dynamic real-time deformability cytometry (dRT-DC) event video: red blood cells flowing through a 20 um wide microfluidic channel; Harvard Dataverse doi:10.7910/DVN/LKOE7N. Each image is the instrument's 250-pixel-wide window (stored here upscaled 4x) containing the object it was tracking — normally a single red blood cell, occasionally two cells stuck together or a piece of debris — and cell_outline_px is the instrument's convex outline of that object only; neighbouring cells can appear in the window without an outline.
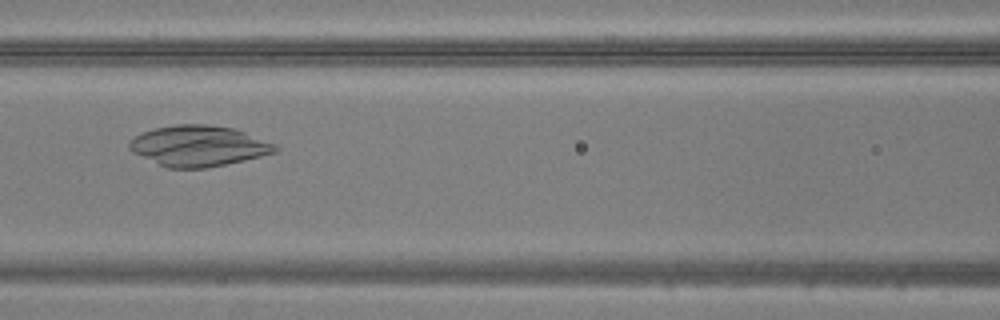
{"species": "common noctule bat (a hibernating species)", "species_latin": "Nyctalus noctula", "temperature_condition": "warm", "stored_images_in_passage": 50, "camera_frame_rate_fps": 3000, "um_per_image_px": 0.085, "animal": {"sex": "male", "body_mass_g": 20.5, "forearm_length_mm": 52.5}, "frame": {"image": 1, "passage_image": 22, "time_ms": 7.0, "image_size_px": [1000, 320], "cell_outline_px": [[280, 148], [276, 152], [244, 160], [204, 168], [168, 168], [132, 152], [128, 148], [128, 144], [136, 136], [144, 132], [156, 128], [172, 124], [204, 124], [232, 128], [244, 132], [276, 144]], "centroid_in_image_um": [16.88, 12.4], "position_along_channel_um": 149.7, "area_um2": 34.22}}
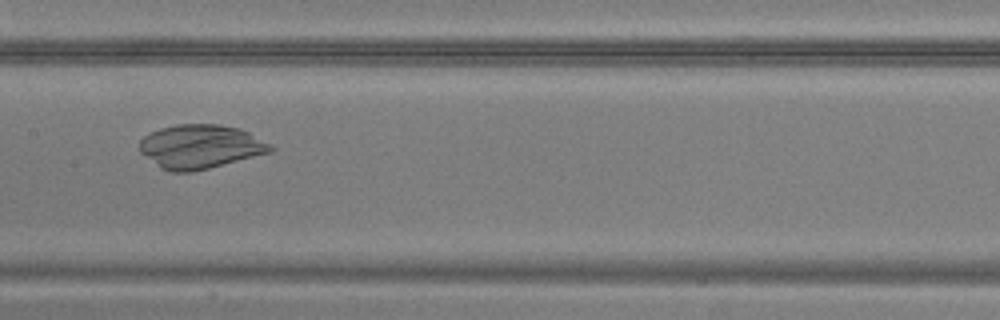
{"frame": {"image": 2, "passage_image": 25, "time_ms": 8.0, "image_size_px": [1000, 320], "cell_outline_px": [[276, 148], [272, 152], [192, 172], [172, 172], [160, 168], [140, 152], [140, 140], [144, 136], [160, 128], [176, 124], [220, 124], [240, 128], [272, 144]], "centroid_in_image_um": [17.05, 12.45], "position_along_channel_um": 190.3, "area_um2": 33.58}}
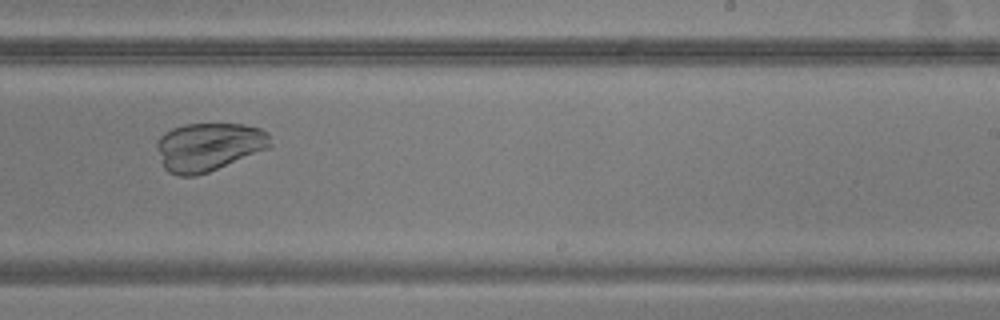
{"frame": {"image": 3, "passage_image": 31, "time_ms": 10.0, "image_size_px": [1000, 320], "cell_outline_px": [[272, 148], [208, 172], [196, 176], [180, 176], [168, 172], [164, 168], [156, 148], [156, 144], [160, 136], [164, 132], [172, 128], [184, 124], [244, 124], [260, 128], [268, 132], [272, 144]], "centroid_in_image_um": [17.76, 12.48], "position_along_channel_um": 271.2, "area_um2": 32.37}}